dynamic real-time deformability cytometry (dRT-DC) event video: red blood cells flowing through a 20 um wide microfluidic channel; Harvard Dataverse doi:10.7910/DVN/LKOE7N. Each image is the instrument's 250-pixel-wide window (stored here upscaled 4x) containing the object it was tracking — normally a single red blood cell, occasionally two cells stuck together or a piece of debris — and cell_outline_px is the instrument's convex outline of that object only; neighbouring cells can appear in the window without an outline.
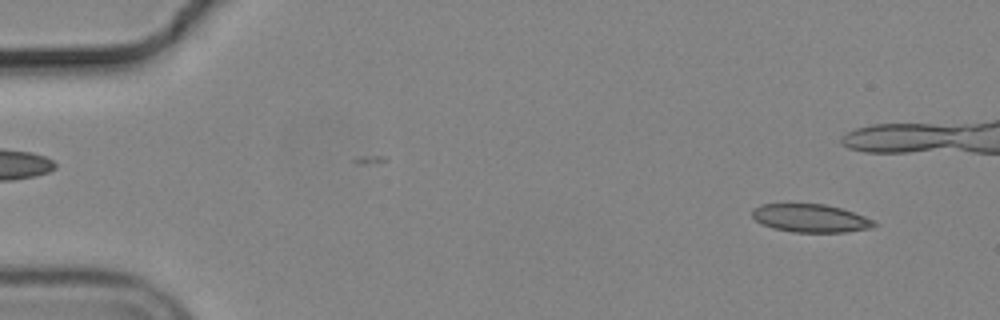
{"species": "common noctule bat (a hibernating species)", "species_latin": "Nyctalus noctula", "temperature_condition": "cold", "stored_images_in_passage": 43, "camera_frame_rate_fps": 3000, "um_per_image_px": 0.085, "animal": {"sex": "male", "body_mass_g": 19.2, "forearm_length_mm": 51.8}, "frame": {"image": 1, "passage_image": 4, "time_ms": 1.0, "image_size_px": [1000, 320], "cell_outline_px": [[876, 224], [872, 228], [844, 232], [792, 232], [772, 228], [760, 224], [752, 216], [752, 208], [760, 204], [824, 204], [840, 208], [864, 216], [872, 220]], "centroid_in_image_um": [68.84, 18.55], "position_along_channel_um": 16.2, "area_um2": 19.94}}
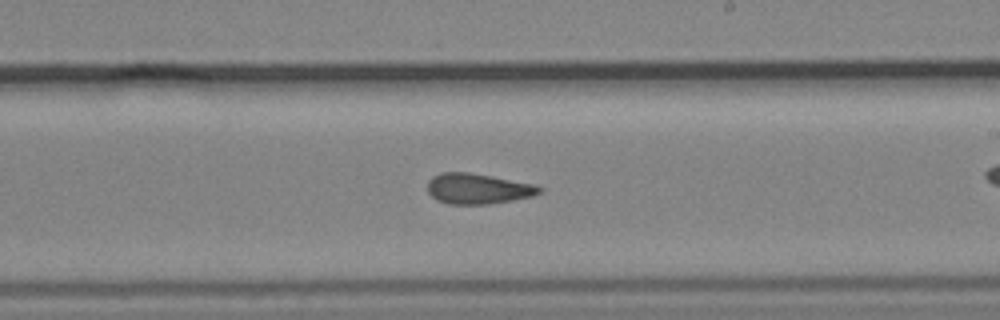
{"frame": {"image": 2, "passage_image": 32, "time_ms": 10.333, "image_size_px": [1000, 320], "cell_outline_px": [[544, 188], [540, 192], [532, 196], [488, 204], [448, 204], [436, 200], [428, 192], [428, 180], [432, 176], [440, 172], [468, 172], [492, 176], [532, 184]], "centroid_in_image_um": [40.57, 16.03], "position_along_channel_um": 248.4, "area_um2": 19.77}}
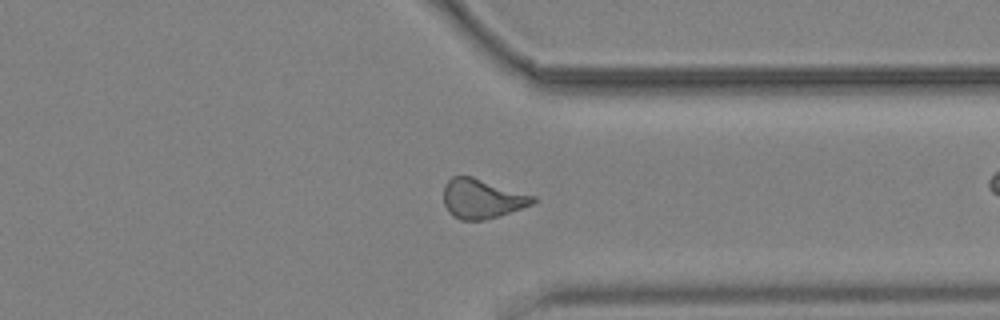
{"frame": {"image": 3, "passage_image": 42, "time_ms": 13.667, "image_size_px": [1000, 320], "cell_outline_px": [[536, 200], [532, 204], [484, 220], [460, 220], [452, 216], [448, 212], [444, 204], [444, 184], [452, 176], [472, 176], [536, 196]], "centroid_in_image_um": [40.93, 16.88], "position_along_channel_um": 370.5, "area_um2": 20.46}}